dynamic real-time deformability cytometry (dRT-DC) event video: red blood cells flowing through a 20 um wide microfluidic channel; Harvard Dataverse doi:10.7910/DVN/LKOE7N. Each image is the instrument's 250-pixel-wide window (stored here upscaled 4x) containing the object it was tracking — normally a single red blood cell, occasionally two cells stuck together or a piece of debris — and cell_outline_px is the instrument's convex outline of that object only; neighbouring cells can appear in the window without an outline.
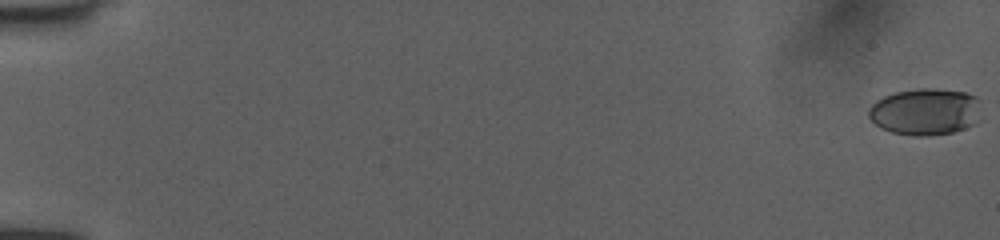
{"species": "human", "species_latin": "Homo sapiens", "temperature_condition": "room temperature", "stored_images_in_passage": 53, "camera_frame_rate_fps": 3000, "um_per_image_px": 0.085, "donor": {"sex": "female"}, "frame": {"image": 1, "passage_image": 1, "time_ms": 0.0, "image_size_px": [1000, 240], "cell_outline_px": [[980, 100], [976, 124], [952, 132], [928, 136], [912, 136], [892, 132], [880, 128], [868, 116], [868, 108], [876, 100], [884, 96], [896, 92], [920, 88], [936, 88], [964, 92], [976, 96]], "centroid_in_image_um": [78.63, 9.49], "position_along_channel_um": 6.4, "area_um2": 30.81}}
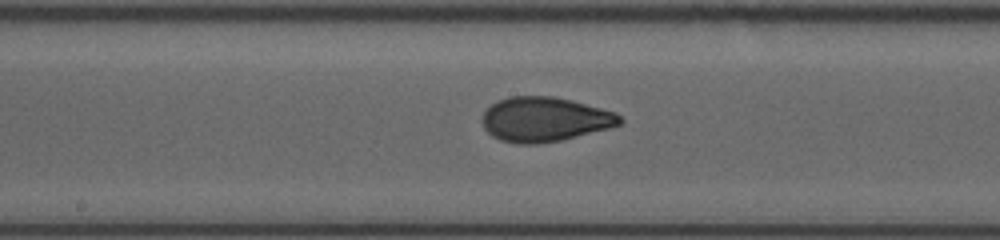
{"frame": {"image": 2, "passage_image": 30, "time_ms": 9.667, "image_size_px": [1000, 240], "cell_outline_px": [[624, 120], [620, 124], [608, 128], [560, 140], [536, 144], [520, 144], [500, 140], [492, 136], [484, 128], [480, 120], [484, 112], [492, 104], [508, 96], [552, 96], [572, 100], [616, 112]], "centroid_in_image_um": [46.27, 10.14], "position_along_channel_um": 201.9, "area_um2": 35.66}}
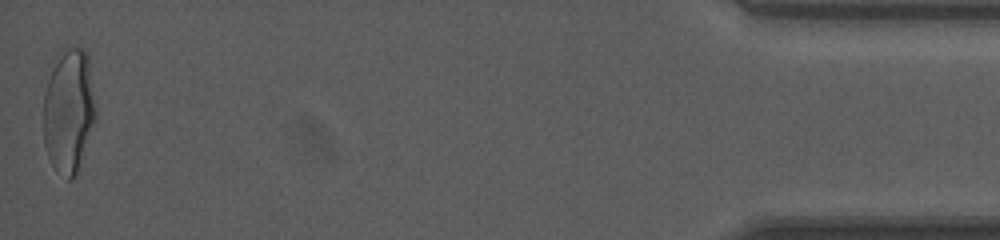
{"frame": {"image": 3, "passage_image": 53, "time_ms": 17.333, "image_size_px": [1000, 240], "cell_outline_px": [[96, 116], [76, 176], [72, 180], [68, 180], [52, 164], [48, 156], [44, 144], [44, 92], [52, 60], [56, 52], [60, 48], [84, 48], [88, 52], [96, 108]], "centroid_in_image_um": [5.84, 9.32], "position_along_channel_um": 429.4, "area_um2": 38.44}, "authors_computed_cell_mechanics": {"area_um2": 34.7956, "velocity_mm_per_s": 4.0644, "shape_relaxation_time_tau1_ms": 5.1287, "shape_relaxation_time_tau2_ms": 0.7768, "deformation_change_tau1": 0.1945, "deformation_change_tau2": 0.0627}}